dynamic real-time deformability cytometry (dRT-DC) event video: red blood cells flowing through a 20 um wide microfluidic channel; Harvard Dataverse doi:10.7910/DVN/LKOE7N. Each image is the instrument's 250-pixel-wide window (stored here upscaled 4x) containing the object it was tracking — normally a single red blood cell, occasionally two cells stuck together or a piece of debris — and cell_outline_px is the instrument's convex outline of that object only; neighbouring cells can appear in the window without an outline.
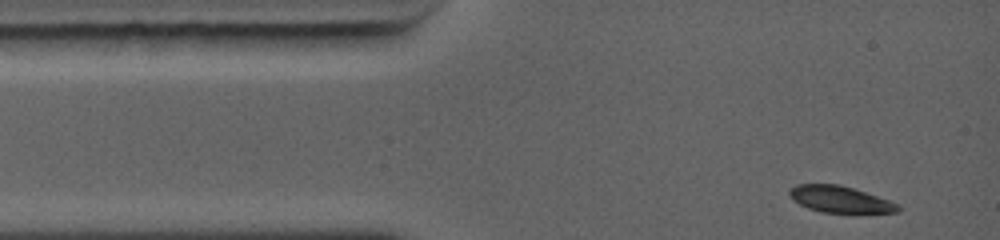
{"species": "common noctule bat (a hibernating species)", "species_latin": "Nyctalus noctula", "temperature_condition": "warm", "stored_images_in_passage": 38, "camera_frame_rate_fps": 5000, "um_per_image_px": 0.085, "animal": {"sex": "female", "body_mass_g": 19.0, "forearm_length_mm": 56.7}, "frame": {"image": 1, "passage_image": 1, "time_ms": 0.0, "image_size_px": [1000, 240], "cell_outline_px": [[900, 212], [872, 216], [848, 216], [820, 212], [808, 208], [792, 200], [788, 196], [788, 192], [792, 188], [800, 184], [832, 184], [864, 192], [888, 200], [896, 204], [900, 208]], "centroid_in_image_um": [71.48, 17.05], "position_along_channel_um": 13.5, "area_um2": 17.69}}
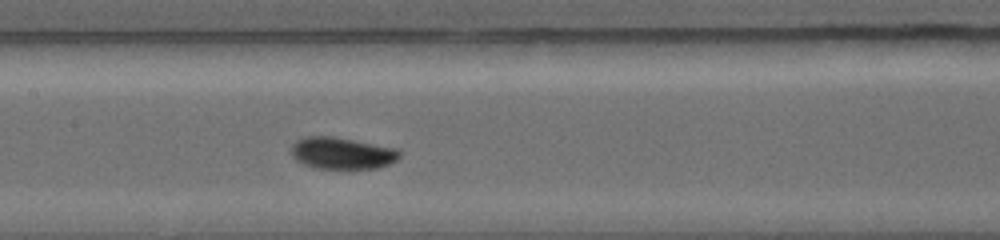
{"frame": {"image": 2, "passage_image": 22, "time_ms": 4.8, "image_size_px": [1000, 240], "cell_outline_px": [[396, 156], [388, 164], [376, 168], [344, 172], [320, 168], [308, 164], [296, 156], [296, 148], [304, 140], [336, 140], [396, 152]], "centroid_in_image_um": [29.12, 13.22], "position_along_channel_um": 178.3, "area_um2": 16.7}}
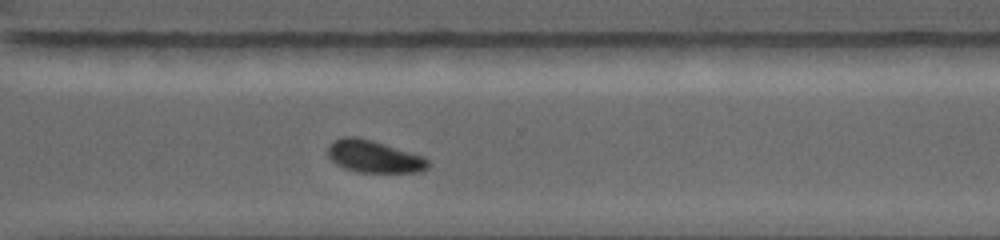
{"frame": {"image": 3, "passage_image": 38, "time_ms": 8.4, "image_size_px": [1000, 240], "cell_outline_px": [[428, 168], [420, 172], [356, 172], [332, 160], [328, 156], [328, 148], [336, 140], [348, 136], [352, 136], [368, 140], [420, 156], [428, 160]], "centroid_in_image_um": [31.79, 13.33], "position_along_channel_um": 338.8, "area_um2": 17.8}}